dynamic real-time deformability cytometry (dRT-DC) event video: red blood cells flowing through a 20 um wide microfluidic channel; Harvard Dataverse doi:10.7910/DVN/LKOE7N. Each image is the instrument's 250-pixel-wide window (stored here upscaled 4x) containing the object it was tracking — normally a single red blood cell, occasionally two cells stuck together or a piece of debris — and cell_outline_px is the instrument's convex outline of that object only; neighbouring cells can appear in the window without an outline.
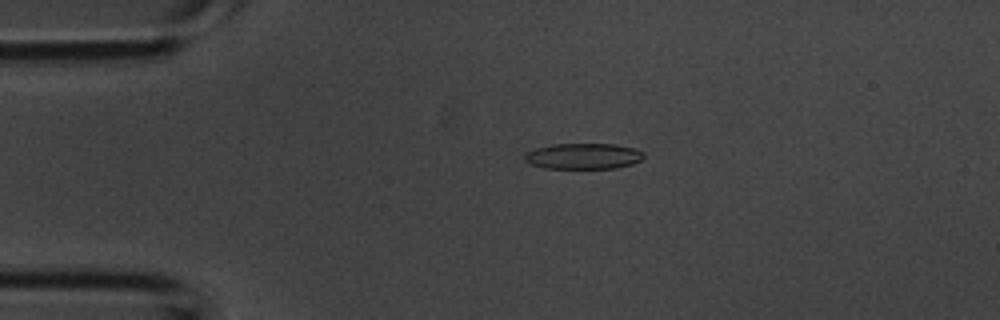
{"species": "common noctule bat (a hibernating species)", "species_latin": "Nyctalus noctula", "temperature_condition": "room temperature", "stored_images_in_passage": 43, "camera_frame_rate_fps": 3000, "um_per_image_px": 0.085, "animal": {"sex": "male", "body_mass_g": 20.1, "forearm_length_mm": 53.5}, "frame": {"image": 1, "passage_image": 9, "time_ms": 2.667, "image_size_px": [1000, 320], "cell_outline_px": [[644, 156], [640, 160], [632, 164], [616, 168], [544, 168], [528, 164], [524, 160], [524, 152], [536, 148], [552, 144], [616, 144], [636, 148], [644, 152]], "centroid_in_image_um": [49.56, 13.27], "position_along_channel_um": 35.4, "area_um2": 18.15}}
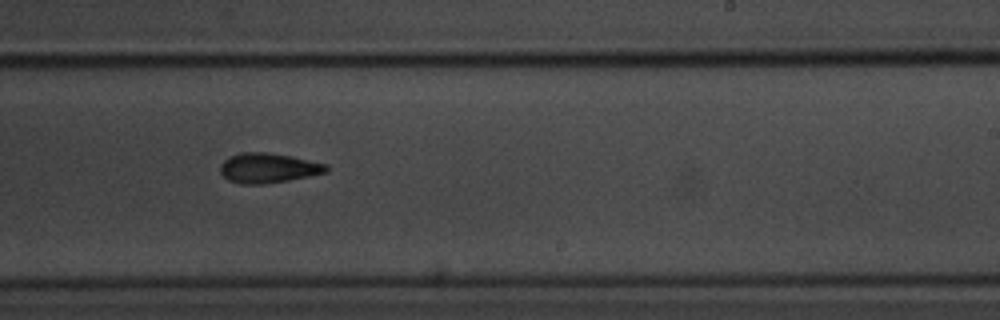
{"frame": {"image": 2, "passage_image": 26, "time_ms": 8.333, "image_size_px": [1000, 320], "cell_outline_px": [[328, 172], [288, 180], [264, 184], [240, 184], [228, 180], [220, 172], [220, 164], [224, 160], [240, 152], [264, 152], [288, 156], [328, 164]], "centroid_in_image_um": [22.78, 14.29], "position_along_channel_um": 266.2, "area_um2": 18.26}}
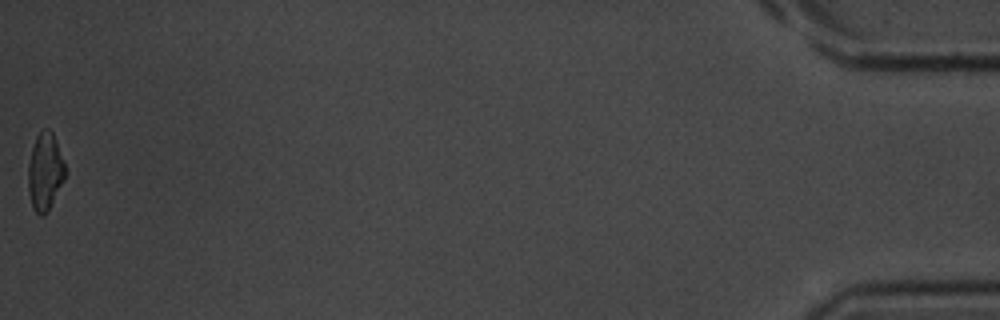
{"frame": {"image": 3, "passage_image": 43, "time_ms": 14.0, "image_size_px": [1000, 320], "cell_outline_px": [[64, 180], [48, 212], [44, 216], [40, 216], [32, 208], [28, 192], [28, 164], [32, 148], [36, 136], [44, 128], [48, 128], [52, 132], [64, 164]], "centroid_in_image_um": [3.8, 14.64], "position_along_channel_um": 431.4, "area_um2": 16.59}}